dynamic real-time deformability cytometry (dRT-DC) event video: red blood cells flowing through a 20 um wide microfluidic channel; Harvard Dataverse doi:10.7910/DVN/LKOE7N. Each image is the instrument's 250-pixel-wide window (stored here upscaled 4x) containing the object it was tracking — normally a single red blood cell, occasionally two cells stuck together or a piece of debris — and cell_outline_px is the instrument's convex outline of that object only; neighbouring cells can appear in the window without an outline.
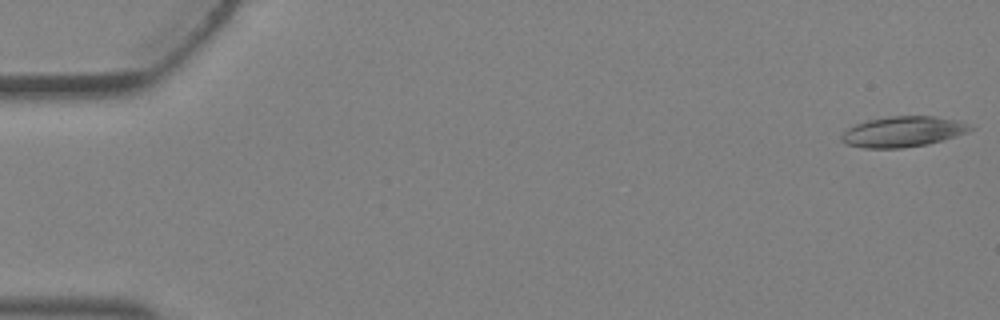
{"species": "Egyptian fruit bat (a non-hibernating species)", "species_latin": "Rousettus aegyptiacus", "temperature_condition": "warm", "stored_images_in_passage": 5, "camera_frame_rate_fps": 3000, "um_per_image_px": 0.085, "animal": {"sex": "female"}, "frame": {"image": 1, "passage_image": 5, "time_ms": 1.333, "image_size_px": [1000, 320], "cell_outline_px": [[976, 128], [968, 132], [944, 140], [928, 144], [900, 148], [864, 148], [848, 144], [840, 140], [840, 136], [848, 128], [856, 124], [868, 120], [888, 116], [936, 116], [960, 120], [972, 124]], "centroid_in_image_um": [76.82, 11.18], "position_along_channel_um": 8.2, "area_um2": 23.18}}